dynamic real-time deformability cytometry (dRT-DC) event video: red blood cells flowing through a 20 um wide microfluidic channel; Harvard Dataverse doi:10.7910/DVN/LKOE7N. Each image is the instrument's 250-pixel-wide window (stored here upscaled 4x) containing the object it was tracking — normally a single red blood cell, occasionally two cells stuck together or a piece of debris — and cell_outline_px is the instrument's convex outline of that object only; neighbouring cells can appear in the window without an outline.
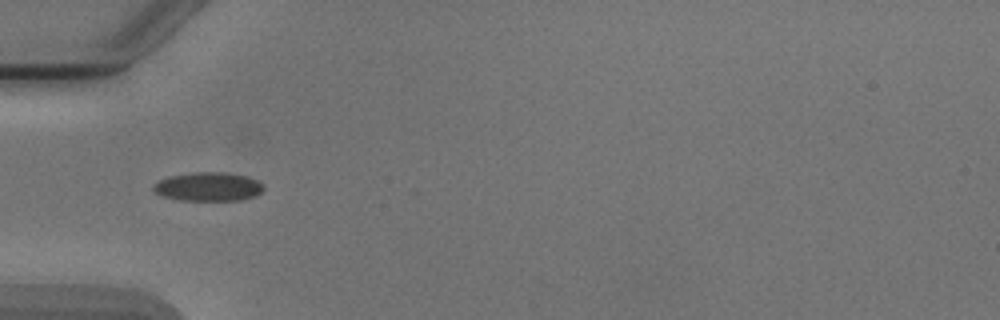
{"species": "Egyptian fruit bat (a non-hibernating species)", "species_latin": "Rousettus aegyptiacus", "temperature_condition": "cold", "stored_images_in_passage": 7, "camera_frame_rate_fps": 3000, "um_per_image_px": 0.085, "animal": {"sex": "male"}, "frame": {"image": 1, "passage_image": 4, "time_ms": 3.667, "image_size_px": [1000, 320], "cell_outline_px": [[264, 188], [256, 196], [240, 200], [180, 200], [160, 196], [152, 188], [152, 184], [160, 180], [172, 176], [196, 172], [220, 172], [248, 176], [264, 184]], "centroid_in_image_um": [17.71, 15.87], "position_along_channel_um": 67.3, "area_um2": 18.44}}
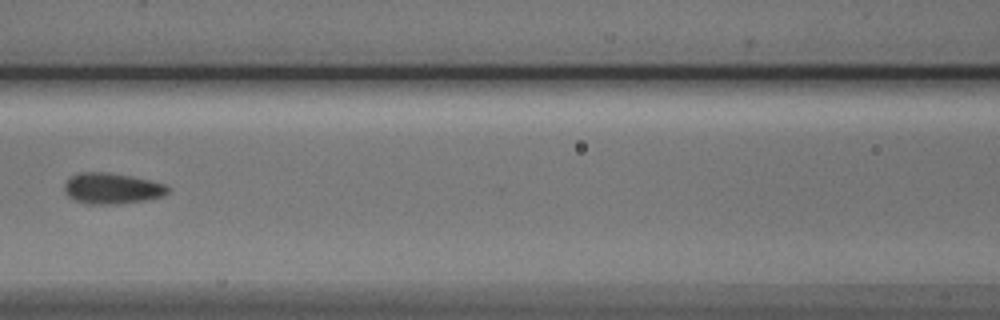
{"frame": {"image": 2, "passage_image": 6, "time_ms": 6.0, "image_size_px": [1000, 320], "cell_outline_px": [[168, 192], [164, 196], [144, 200], [116, 204], [88, 204], [72, 200], [68, 196], [64, 188], [64, 184], [72, 176], [80, 172], [104, 172], [128, 176], [148, 180], [164, 184], [168, 188]], "centroid_in_image_um": [9.48, 16.03], "position_along_channel_um": 157.1, "area_um2": 18.38}}
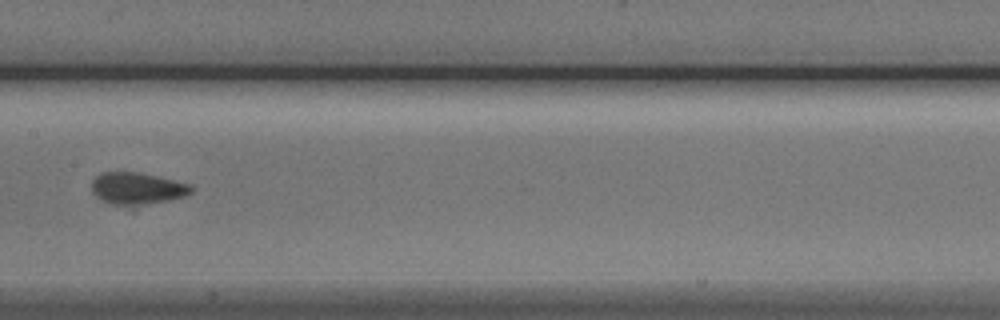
{"frame": {"image": 3, "passage_image": 7, "time_ms": 7.0, "image_size_px": [1000, 320], "cell_outline_px": [[192, 192], [184, 196], [168, 200], [144, 204], [108, 204], [96, 196], [92, 192], [92, 180], [100, 172], [140, 172], [192, 184]], "centroid_in_image_um": [11.65, 15.99], "position_along_channel_um": 195.8, "area_um2": 18.38}}